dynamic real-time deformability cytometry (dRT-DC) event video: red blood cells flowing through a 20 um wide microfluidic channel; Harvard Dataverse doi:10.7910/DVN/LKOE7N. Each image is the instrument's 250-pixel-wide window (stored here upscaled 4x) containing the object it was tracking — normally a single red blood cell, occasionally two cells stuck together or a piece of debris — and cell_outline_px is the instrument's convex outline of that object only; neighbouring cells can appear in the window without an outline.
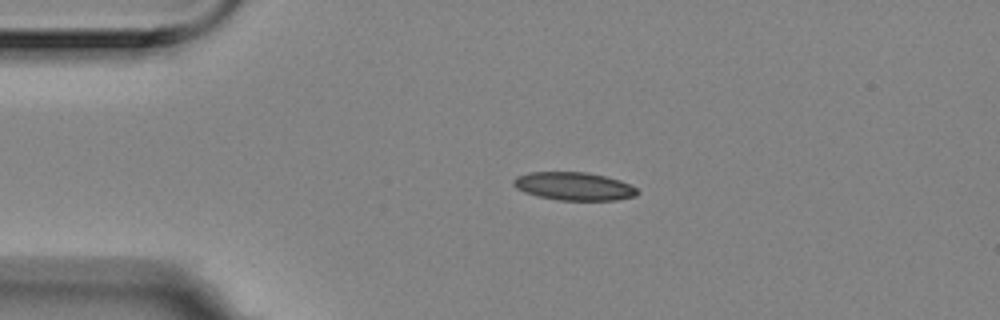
{"species": "Egyptian fruit bat (a non-hibernating species)", "species_latin": "Rousettus aegyptiacus", "temperature_condition": "room temperature", "stored_images_in_passage": 3, "camera_frame_rate_fps": 3000, "um_per_image_px": 0.085, "animal": {"sex": "female"}, "frame": {"image": 1, "passage_image": 1, "time_ms": 0.0, "image_size_px": [1000, 320], "cell_outline_px": [[640, 192], [636, 196], [616, 200], [560, 200], [536, 196], [524, 192], [516, 188], [512, 184], [512, 180], [516, 176], [528, 172], [588, 172], [620, 180], [636, 188]], "centroid_in_image_um": [48.76, 15.83], "position_along_channel_um": 36.2, "area_um2": 20.4}}
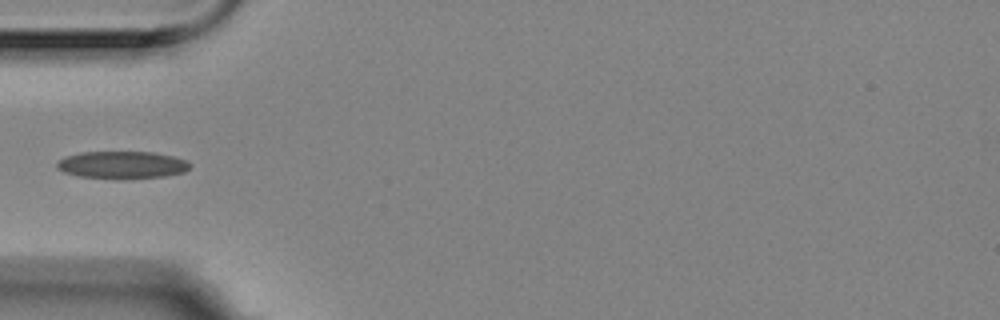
{"frame": {"image": 2, "passage_image": 3, "time_ms": 0.667, "image_size_px": [1000, 320], "cell_outline_px": [[192, 164], [184, 172], [164, 176], [116, 180], [80, 176], [64, 172], [56, 168], [56, 164], [64, 156], [80, 152], [152, 152], [172, 156], [184, 160]], "centroid_in_image_um": [10.34, 14.03], "position_along_channel_um": 74.7, "area_um2": 21.39}}